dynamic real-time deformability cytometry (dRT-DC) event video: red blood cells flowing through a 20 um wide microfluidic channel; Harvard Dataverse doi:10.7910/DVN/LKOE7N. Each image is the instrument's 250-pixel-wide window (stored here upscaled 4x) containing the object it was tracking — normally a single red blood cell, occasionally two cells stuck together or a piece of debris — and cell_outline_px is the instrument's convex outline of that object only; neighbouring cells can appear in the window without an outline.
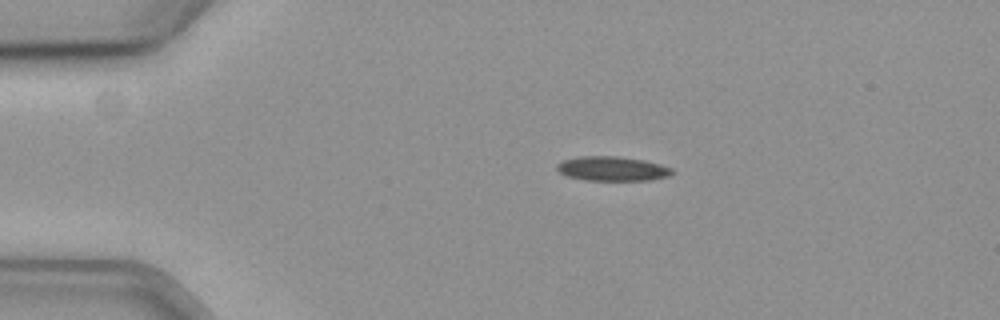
{"species": "common noctule bat (a hibernating species)", "species_latin": "Nyctalus noctula", "temperature_condition": "cold", "stored_images_in_passage": 47, "camera_frame_rate_fps": 3000, "um_per_image_px": 0.085, "animal": {"sex": "female", "body_mass_g": 19.3, "forearm_length_mm": 54.1}, "frame": {"image": 1, "passage_image": 1, "time_ms": 0.0, "image_size_px": [1000, 320], "cell_outline_px": [[676, 172], [668, 176], [648, 180], [584, 180], [568, 176], [560, 172], [556, 168], [556, 164], [564, 160], [580, 156], [616, 156], [644, 160], [660, 164], [672, 168]], "centroid_in_image_um": [52.06, 14.33], "position_along_channel_um": 32.9, "area_um2": 16.36}}
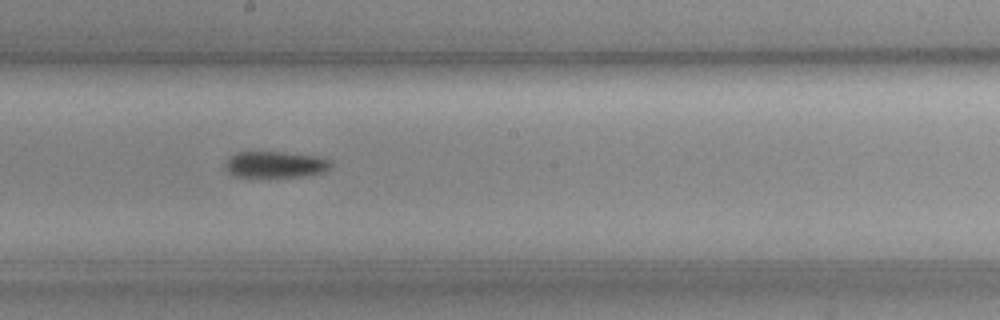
{"frame": {"image": 2, "passage_image": 21, "time_ms": 6.667, "image_size_px": [1000, 320], "cell_outline_px": [[332, 164], [324, 172], [308, 176], [236, 176], [228, 172], [224, 168], [224, 160], [228, 156], [236, 152], [280, 152], [316, 156], [328, 160]], "centroid_in_image_um": [23.34, 13.97], "position_along_channel_um": 224.9, "area_um2": 16.13}}
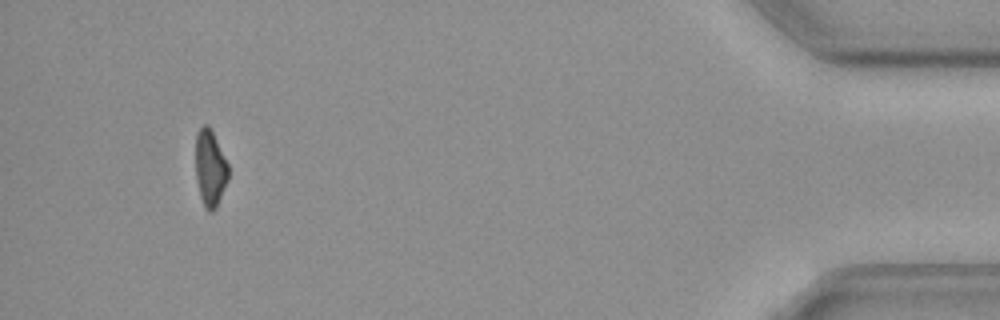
{"frame": {"image": 3, "passage_image": 43, "time_ms": 14.0, "image_size_px": [1000, 320], "cell_outline_px": [[228, 180], [216, 208], [212, 212], [208, 212], [204, 208], [200, 196], [196, 180], [196, 132], [204, 124], [208, 124], [228, 164]], "centroid_in_image_um": [17.85, 14.33], "position_along_channel_um": 417.3, "area_um2": 14.57}}